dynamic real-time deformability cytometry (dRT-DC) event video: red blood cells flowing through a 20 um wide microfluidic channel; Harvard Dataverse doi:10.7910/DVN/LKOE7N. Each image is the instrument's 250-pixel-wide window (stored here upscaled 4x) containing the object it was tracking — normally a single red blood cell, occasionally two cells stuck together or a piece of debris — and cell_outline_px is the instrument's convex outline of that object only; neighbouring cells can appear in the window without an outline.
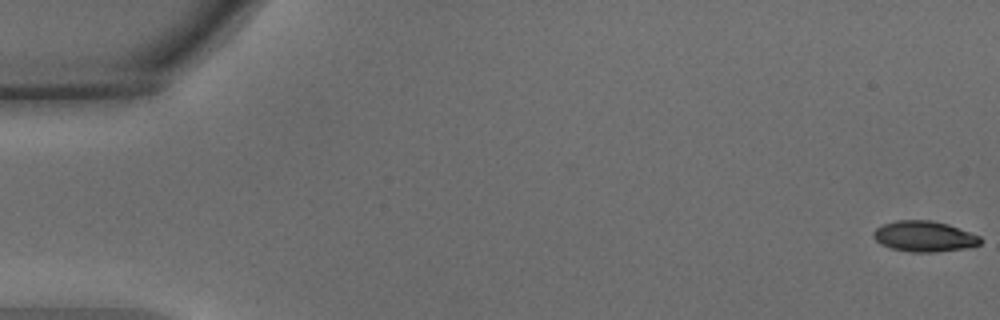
{"species": "common noctule bat (a hibernating species)", "species_latin": "Nyctalus noctula", "temperature_condition": "warm", "stored_images_in_passage": 56, "camera_frame_rate_fps": 3000, "um_per_image_px": 0.085, "animal": {"sex": "male", "body_mass_g": 15.6}, "frame": {"image": 1, "passage_image": 1, "time_ms": 0.0, "image_size_px": [1000, 320], "cell_outline_px": [[984, 240], [980, 244], [972, 248], [936, 252], [912, 252], [892, 248], [880, 244], [872, 236], [872, 232], [876, 228], [884, 224], [896, 220], [932, 220], [948, 224], [980, 236]], "centroid_in_image_um": [78.6, 20.1], "position_along_channel_um": 6.4, "area_um2": 19.36}}
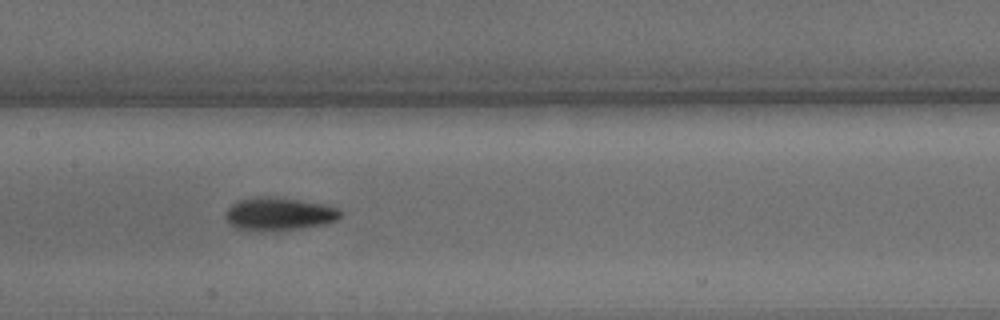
{"frame": {"image": 2, "passage_image": 28, "time_ms": 9.0, "image_size_px": [1000, 320], "cell_outline_px": [[340, 216], [336, 220], [324, 224], [300, 228], [236, 228], [224, 216], [224, 212], [232, 204], [240, 200], [256, 196], [268, 196], [300, 200], [340, 208]], "centroid_in_image_um": [23.72, 18.13], "position_along_channel_um": 183.7, "area_um2": 21.1}}
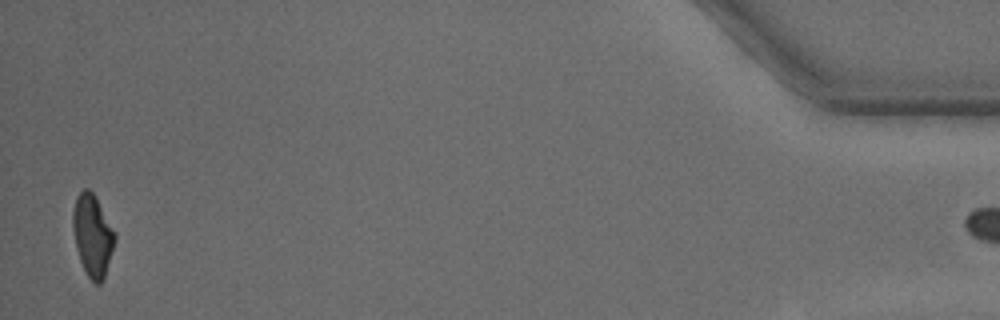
{"frame": {"image": 3, "passage_image": 55, "time_ms": 18.0, "image_size_px": [1000, 320], "cell_outline_px": [[116, 240], [104, 276], [100, 284], [96, 284], [88, 276], [80, 260], [76, 248], [72, 228], [72, 212], [76, 196], [84, 188], [88, 188], [92, 192], [116, 232]], "centroid_in_image_um": [7.86, 19.98], "position_along_channel_um": 427.3, "area_um2": 19.88}}